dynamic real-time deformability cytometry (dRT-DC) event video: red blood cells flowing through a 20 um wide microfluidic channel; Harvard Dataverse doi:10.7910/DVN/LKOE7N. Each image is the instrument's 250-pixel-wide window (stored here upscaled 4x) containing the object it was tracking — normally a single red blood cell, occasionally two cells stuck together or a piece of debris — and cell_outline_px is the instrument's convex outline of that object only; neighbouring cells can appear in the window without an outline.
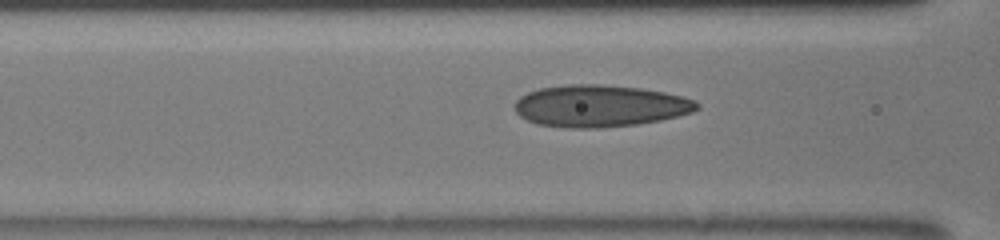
{"species": "human", "species_latin": "Homo sapiens", "temperature_condition": "room temperature", "stored_images_in_passage": 14, "camera_frame_rate_fps": 3000, "um_per_image_px": 0.085, "donor": {"sex": "male"}, "frame": {"image": 1, "passage_image": 12, "time_ms": 4.667, "image_size_px": [1000, 240], "cell_outline_px": [[700, 108], [692, 112], [660, 120], [636, 124], [596, 128], [568, 128], [536, 124], [520, 116], [516, 112], [516, 100], [520, 96], [528, 92], [540, 88], [568, 84], [600, 84], [640, 88], [664, 92], [696, 100], [700, 104]], "centroid_in_image_um": [50.99, 9.0], "position_along_channel_um": 115.6, "area_um2": 44.45}}